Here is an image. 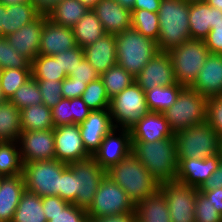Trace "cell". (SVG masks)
I'll use <instances>...</instances> for the list:
<instances>
[{"label":"cell","instance_id":"cell-1","mask_svg":"<svg viewBox=\"0 0 222 222\" xmlns=\"http://www.w3.org/2000/svg\"><path fill=\"white\" fill-rule=\"evenodd\" d=\"M105 176L120 186L134 205L155 195L160 188V183L132 152L105 170Z\"/></svg>","mask_w":222,"mask_h":222},{"label":"cell","instance_id":"cell-2","mask_svg":"<svg viewBox=\"0 0 222 222\" xmlns=\"http://www.w3.org/2000/svg\"><path fill=\"white\" fill-rule=\"evenodd\" d=\"M132 153L158 183L176 180L178 161L175 137L151 142L132 141Z\"/></svg>","mask_w":222,"mask_h":222},{"label":"cell","instance_id":"cell-3","mask_svg":"<svg viewBox=\"0 0 222 222\" xmlns=\"http://www.w3.org/2000/svg\"><path fill=\"white\" fill-rule=\"evenodd\" d=\"M158 17L160 30L157 44L160 51L168 52L191 39L188 22V1L162 0Z\"/></svg>","mask_w":222,"mask_h":222},{"label":"cell","instance_id":"cell-4","mask_svg":"<svg viewBox=\"0 0 222 222\" xmlns=\"http://www.w3.org/2000/svg\"><path fill=\"white\" fill-rule=\"evenodd\" d=\"M117 64L135 77L159 51L157 41L133 28L115 34Z\"/></svg>","mask_w":222,"mask_h":222},{"label":"cell","instance_id":"cell-5","mask_svg":"<svg viewBox=\"0 0 222 222\" xmlns=\"http://www.w3.org/2000/svg\"><path fill=\"white\" fill-rule=\"evenodd\" d=\"M177 159L207 158L220 153V137L205 121L174 134Z\"/></svg>","mask_w":222,"mask_h":222},{"label":"cell","instance_id":"cell-6","mask_svg":"<svg viewBox=\"0 0 222 222\" xmlns=\"http://www.w3.org/2000/svg\"><path fill=\"white\" fill-rule=\"evenodd\" d=\"M207 98L191 87H184L176 102L166 110L165 116L170 130L176 134L188 127L206 121Z\"/></svg>","mask_w":222,"mask_h":222},{"label":"cell","instance_id":"cell-7","mask_svg":"<svg viewBox=\"0 0 222 222\" xmlns=\"http://www.w3.org/2000/svg\"><path fill=\"white\" fill-rule=\"evenodd\" d=\"M176 82L190 87L210 54L204 40L190 39L168 51Z\"/></svg>","mask_w":222,"mask_h":222},{"label":"cell","instance_id":"cell-8","mask_svg":"<svg viewBox=\"0 0 222 222\" xmlns=\"http://www.w3.org/2000/svg\"><path fill=\"white\" fill-rule=\"evenodd\" d=\"M109 112L114 128L129 130L149 112L145 91L133 82L110 99Z\"/></svg>","mask_w":222,"mask_h":222},{"label":"cell","instance_id":"cell-9","mask_svg":"<svg viewBox=\"0 0 222 222\" xmlns=\"http://www.w3.org/2000/svg\"><path fill=\"white\" fill-rule=\"evenodd\" d=\"M68 166L58 160H41L23 164L27 191L40 197L59 196L61 173Z\"/></svg>","mask_w":222,"mask_h":222},{"label":"cell","instance_id":"cell-10","mask_svg":"<svg viewBox=\"0 0 222 222\" xmlns=\"http://www.w3.org/2000/svg\"><path fill=\"white\" fill-rule=\"evenodd\" d=\"M86 212L88 219H96L103 216L135 213V205L120 186L104 176Z\"/></svg>","mask_w":222,"mask_h":222},{"label":"cell","instance_id":"cell-11","mask_svg":"<svg viewBox=\"0 0 222 222\" xmlns=\"http://www.w3.org/2000/svg\"><path fill=\"white\" fill-rule=\"evenodd\" d=\"M75 175V205L87 210L93 202L105 170L91 156L88 159L68 164Z\"/></svg>","mask_w":222,"mask_h":222},{"label":"cell","instance_id":"cell-12","mask_svg":"<svg viewBox=\"0 0 222 222\" xmlns=\"http://www.w3.org/2000/svg\"><path fill=\"white\" fill-rule=\"evenodd\" d=\"M159 191L164 195L172 222H195V204L199 189L178 181L160 184Z\"/></svg>","mask_w":222,"mask_h":222},{"label":"cell","instance_id":"cell-13","mask_svg":"<svg viewBox=\"0 0 222 222\" xmlns=\"http://www.w3.org/2000/svg\"><path fill=\"white\" fill-rule=\"evenodd\" d=\"M17 142L23 164L55 160L54 129L22 131Z\"/></svg>","mask_w":222,"mask_h":222},{"label":"cell","instance_id":"cell-14","mask_svg":"<svg viewBox=\"0 0 222 222\" xmlns=\"http://www.w3.org/2000/svg\"><path fill=\"white\" fill-rule=\"evenodd\" d=\"M55 159L65 164L85 160L91 155L84 148L78 124L54 128Z\"/></svg>","mask_w":222,"mask_h":222},{"label":"cell","instance_id":"cell-15","mask_svg":"<svg viewBox=\"0 0 222 222\" xmlns=\"http://www.w3.org/2000/svg\"><path fill=\"white\" fill-rule=\"evenodd\" d=\"M132 152L130 130L113 128L103 139L100 148L92 156L104 169L116 165Z\"/></svg>","mask_w":222,"mask_h":222},{"label":"cell","instance_id":"cell-16","mask_svg":"<svg viewBox=\"0 0 222 222\" xmlns=\"http://www.w3.org/2000/svg\"><path fill=\"white\" fill-rule=\"evenodd\" d=\"M134 79L144 91L152 90L156 86L176 84L170 54L166 51H159Z\"/></svg>","mask_w":222,"mask_h":222},{"label":"cell","instance_id":"cell-17","mask_svg":"<svg viewBox=\"0 0 222 222\" xmlns=\"http://www.w3.org/2000/svg\"><path fill=\"white\" fill-rule=\"evenodd\" d=\"M221 160L220 153L207 158L177 159L176 181L200 189L218 168Z\"/></svg>","mask_w":222,"mask_h":222},{"label":"cell","instance_id":"cell-18","mask_svg":"<svg viewBox=\"0 0 222 222\" xmlns=\"http://www.w3.org/2000/svg\"><path fill=\"white\" fill-rule=\"evenodd\" d=\"M113 128L109 109L91 111L87 118L79 124L84 148L91 156L100 148L103 139Z\"/></svg>","mask_w":222,"mask_h":222},{"label":"cell","instance_id":"cell-19","mask_svg":"<svg viewBox=\"0 0 222 222\" xmlns=\"http://www.w3.org/2000/svg\"><path fill=\"white\" fill-rule=\"evenodd\" d=\"M40 39L39 55L53 56L77 47L73 29L53 23L47 15Z\"/></svg>","mask_w":222,"mask_h":222},{"label":"cell","instance_id":"cell-20","mask_svg":"<svg viewBox=\"0 0 222 222\" xmlns=\"http://www.w3.org/2000/svg\"><path fill=\"white\" fill-rule=\"evenodd\" d=\"M44 23L45 15L40 14L34 21L6 37L10 45L30 62L39 55L40 37Z\"/></svg>","mask_w":222,"mask_h":222},{"label":"cell","instance_id":"cell-21","mask_svg":"<svg viewBox=\"0 0 222 222\" xmlns=\"http://www.w3.org/2000/svg\"><path fill=\"white\" fill-rule=\"evenodd\" d=\"M222 21V11L204 0L189 2V31L191 39L204 40L211 29Z\"/></svg>","mask_w":222,"mask_h":222},{"label":"cell","instance_id":"cell-22","mask_svg":"<svg viewBox=\"0 0 222 222\" xmlns=\"http://www.w3.org/2000/svg\"><path fill=\"white\" fill-rule=\"evenodd\" d=\"M190 87L206 98L222 95V55L210 53Z\"/></svg>","mask_w":222,"mask_h":222},{"label":"cell","instance_id":"cell-23","mask_svg":"<svg viewBox=\"0 0 222 222\" xmlns=\"http://www.w3.org/2000/svg\"><path fill=\"white\" fill-rule=\"evenodd\" d=\"M108 34H118L131 28V10L115 0H99L92 8Z\"/></svg>","mask_w":222,"mask_h":222},{"label":"cell","instance_id":"cell-24","mask_svg":"<svg viewBox=\"0 0 222 222\" xmlns=\"http://www.w3.org/2000/svg\"><path fill=\"white\" fill-rule=\"evenodd\" d=\"M131 141L151 142L174 137L163 113L148 112L130 129Z\"/></svg>","mask_w":222,"mask_h":222},{"label":"cell","instance_id":"cell-25","mask_svg":"<svg viewBox=\"0 0 222 222\" xmlns=\"http://www.w3.org/2000/svg\"><path fill=\"white\" fill-rule=\"evenodd\" d=\"M85 59L101 75L117 64L116 40L114 34H105L91 45L83 48Z\"/></svg>","mask_w":222,"mask_h":222},{"label":"cell","instance_id":"cell-26","mask_svg":"<svg viewBox=\"0 0 222 222\" xmlns=\"http://www.w3.org/2000/svg\"><path fill=\"white\" fill-rule=\"evenodd\" d=\"M25 190L23 174L0 177V222H12L17 205Z\"/></svg>","mask_w":222,"mask_h":222},{"label":"cell","instance_id":"cell-27","mask_svg":"<svg viewBox=\"0 0 222 222\" xmlns=\"http://www.w3.org/2000/svg\"><path fill=\"white\" fill-rule=\"evenodd\" d=\"M137 222H172L164 195L158 191L135 205Z\"/></svg>","mask_w":222,"mask_h":222},{"label":"cell","instance_id":"cell-28","mask_svg":"<svg viewBox=\"0 0 222 222\" xmlns=\"http://www.w3.org/2000/svg\"><path fill=\"white\" fill-rule=\"evenodd\" d=\"M72 29L76 44L82 49L107 34L93 9H89Z\"/></svg>","mask_w":222,"mask_h":222},{"label":"cell","instance_id":"cell-29","mask_svg":"<svg viewBox=\"0 0 222 222\" xmlns=\"http://www.w3.org/2000/svg\"><path fill=\"white\" fill-rule=\"evenodd\" d=\"M39 15L40 13L32 2L5 6L3 37H7L22 26L34 21Z\"/></svg>","mask_w":222,"mask_h":222},{"label":"cell","instance_id":"cell-30","mask_svg":"<svg viewBox=\"0 0 222 222\" xmlns=\"http://www.w3.org/2000/svg\"><path fill=\"white\" fill-rule=\"evenodd\" d=\"M88 10L89 8L79 0H61L49 14H47V17L53 23L73 28Z\"/></svg>","mask_w":222,"mask_h":222},{"label":"cell","instance_id":"cell-31","mask_svg":"<svg viewBox=\"0 0 222 222\" xmlns=\"http://www.w3.org/2000/svg\"><path fill=\"white\" fill-rule=\"evenodd\" d=\"M12 222H47L42 197L25 190L15 210Z\"/></svg>","mask_w":222,"mask_h":222},{"label":"cell","instance_id":"cell-32","mask_svg":"<svg viewBox=\"0 0 222 222\" xmlns=\"http://www.w3.org/2000/svg\"><path fill=\"white\" fill-rule=\"evenodd\" d=\"M20 113L21 131L51 130L55 128L51 109L43 103L24 108L20 110Z\"/></svg>","mask_w":222,"mask_h":222},{"label":"cell","instance_id":"cell-33","mask_svg":"<svg viewBox=\"0 0 222 222\" xmlns=\"http://www.w3.org/2000/svg\"><path fill=\"white\" fill-rule=\"evenodd\" d=\"M184 86L179 83L167 86H156L145 91L147 106L150 112L164 113L175 102Z\"/></svg>","mask_w":222,"mask_h":222},{"label":"cell","instance_id":"cell-34","mask_svg":"<svg viewBox=\"0 0 222 222\" xmlns=\"http://www.w3.org/2000/svg\"><path fill=\"white\" fill-rule=\"evenodd\" d=\"M21 132L20 110L8 100L0 104V142L17 141Z\"/></svg>","mask_w":222,"mask_h":222},{"label":"cell","instance_id":"cell-35","mask_svg":"<svg viewBox=\"0 0 222 222\" xmlns=\"http://www.w3.org/2000/svg\"><path fill=\"white\" fill-rule=\"evenodd\" d=\"M23 174L17 141L0 142V177Z\"/></svg>","mask_w":222,"mask_h":222},{"label":"cell","instance_id":"cell-36","mask_svg":"<svg viewBox=\"0 0 222 222\" xmlns=\"http://www.w3.org/2000/svg\"><path fill=\"white\" fill-rule=\"evenodd\" d=\"M31 74L36 80H64L67 74L62 70L59 60L53 56L38 55L31 62Z\"/></svg>","mask_w":222,"mask_h":222},{"label":"cell","instance_id":"cell-37","mask_svg":"<svg viewBox=\"0 0 222 222\" xmlns=\"http://www.w3.org/2000/svg\"><path fill=\"white\" fill-rule=\"evenodd\" d=\"M100 78L110 99L135 82V77L118 64L110 67Z\"/></svg>","mask_w":222,"mask_h":222},{"label":"cell","instance_id":"cell-38","mask_svg":"<svg viewBox=\"0 0 222 222\" xmlns=\"http://www.w3.org/2000/svg\"><path fill=\"white\" fill-rule=\"evenodd\" d=\"M131 28L144 37L157 41L160 30L158 13L144 9L131 10Z\"/></svg>","mask_w":222,"mask_h":222},{"label":"cell","instance_id":"cell-39","mask_svg":"<svg viewBox=\"0 0 222 222\" xmlns=\"http://www.w3.org/2000/svg\"><path fill=\"white\" fill-rule=\"evenodd\" d=\"M32 77L31 69H2L0 87L6 100H10L15 91Z\"/></svg>","mask_w":222,"mask_h":222},{"label":"cell","instance_id":"cell-40","mask_svg":"<svg viewBox=\"0 0 222 222\" xmlns=\"http://www.w3.org/2000/svg\"><path fill=\"white\" fill-rule=\"evenodd\" d=\"M81 98L91 111L109 109L110 98L100 77L86 86Z\"/></svg>","mask_w":222,"mask_h":222},{"label":"cell","instance_id":"cell-41","mask_svg":"<svg viewBox=\"0 0 222 222\" xmlns=\"http://www.w3.org/2000/svg\"><path fill=\"white\" fill-rule=\"evenodd\" d=\"M9 101L19 110L27 108L31 105L43 103L37 80L33 77L29 78L28 81H26L15 91L14 95Z\"/></svg>","mask_w":222,"mask_h":222},{"label":"cell","instance_id":"cell-42","mask_svg":"<svg viewBox=\"0 0 222 222\" xmlns=\"http://www.w3.org/2000/svg\"><path fill=\"white\" fill-rule=\"evenodd\" d=\"M0 67L31 69V62L10 45L6 37H0Z\"/></svg>","mask_w":222,"mask_h":222},{"label":"cell","instance_id":"cell-43","mask_svg":"<svg viewBox=\"0 0 222 222\" xmlns=\"http://www.w3.org/2000/svg\"><path fill=\"white\" fill-rule=\"evenodd\" d=\"M195 222H222V205H215L199 190L195 204Z\"/></svg>","mask_w":222,"mask_h":222},{"label":"cell","instance_id":"cell-44","mask_svg":"<svg viewBox=\"0 0 222 222\" xmlns=\"http://www.w3.org/2000/svg\"><path fill=\"white\" fill-rule=\"evenodd\" d=\"M42 102L52 109L62 99V80H37Z\"/></svg>","mask_w":222,"mask_h":222},{"label":"cell","instance_id":"cell-45","mask_svg":"<svg viewBox=\"0 0 222 222\" xmlns=\"http://www.w3.org/2000/svg\"><path fill=\"white\" fill-rule=\"evenodd\" d=\"M206 122L222 138V95L207 98Z\"/></svg>","mask_w":222,"mask_h":222},{"label":"cell","instance_id":"cell-46","mask_svg":"<svg viewBox=\"0 0 222 222\" xmlns=\"http://www.w3.org/2000/svg\"><path fill=\"white\" fill-rule=\"evenodd\" d=\"M56 60H59L62 70L69 76V74L80 64L85 58L84 51L79 46L63 51L59 54L53 55Z\"/></svg>","mask_w":222,"mask_h":222},{"label":"cell","instance_id":"cell-47","mask_svg":"<svg viewBox=\"0 0 222 222\" xmlns=\"http://www.w3.org/2000/svg\"><path fill=\"white\" fill-rule=\"evenodd\" d=\"M59 197L69 203L75 204V175L69 166H67L61 173Z\"/></svg>","mask_w":222,"mask_h":222},{"label":"cell","instance_id":"cell-48","mask_svg":"<svg viewBox=\"0 0 222 222\" xmlns=\"http://www.w3.org/2000/svg\"><path fill=\"white\" fill-rule=\"evenodd\" d=\"M48 222H88V217L85 209L69 203L63 211L51 216Z\"/></svg>","mask_w":222,"mask_h":222},{"label":"cell","instance_id":"cell-49","mask_svg":"<svg viewBox=\"0 0 222 222\" xmlns=\"http://www.w3.org/2000/svg\"><path fill=\"white\" fill-rule=\"evenodd\" d=\"M51 113L55 127L72 124L70 99L62 98L60 102L51 109Z\"/></svg>","mask_w":222,"mask_h":222},{"label":"cell","instance_id":"cell-50","mask_svg":"<svg viewBox=\"0 0 222 222\" xmlns=\"http://www.w3.org/2000/svg\"><path fill=\"white\" fill-rule=\"evenodd\" d=\"M68 77H73L76 81L85 82L89 84L93 80H96L100 75L95 71L93 66L84 58L80 64L69 74Z\"/></svg>","mask_w":222,"mask_h":222},{"label":"cell","instance_id":"cell-51","mask_svg":"<svg viewBox=\"0 0 222 222\" xmlns=\"http://www.w3.org/2000/svg\"><path fill=\"white\" fill-rule=\"evenodd\" d=\"M204 43L211 54L222 55V21L211 29Z\"/></svg>","mask_w":222,"mask_h":222},{"label":"cell","instance_id":"cell-52","mask_svg":"<svg viewBox=\"0 0 222 222\" xmlns=\"http://www.w3.org/2000/svg\"><path fill=\"white\" fill-rule=\"evenodd\" d=\"M68 204L69 202L61 199L59 196L52 195L42 197L43 211L47 222L51 219V216L63 211Z\"/></svg>","mask_w":222,"mask_h":222},{"label":"cell","instance_id":"cell-53","mask_svg":"<svg viewBox=\"0 0 222 222\" xmlns=\"http://www.w3.org/2000/svg\"><path fill=\"white\" fill-rule=\"evenodd\" d=\"M86 86L85 82H79L75 78L67 76L62 80V98L72 99L81 97Z\"/></svg>","mask_w":222,"mask_h":222},{"label":"cell","instance_id":"cell-54","mask_svg":"<svg viewBox=\"0 0 222 222\" xmlns=\"http://www.w3.org/2000/svg\"><path fill=\"white\" fill-rule=\"evenodd\" d=\"M70 106L72 110V124H81L91 112L81 97L70 99Z\"/></svg>","mask_w":222,"mask_h":222},{"label":"cell","instance_id":"cell-55","mask_svg":"<svg viewBox=\"0 0 222 222\" xmlns=\"http://www.w3.org/2000/svg\"><path fill=\"white\" fill-rule=\"evenodd\" d=\"M217 188H222V160L210 179L199 190H215Z\"/></svg>","mask_w":222,"mask_h":222},{"label":"cell","instance_id":"cell-56","mask_svg":"<svg viewBox=\"0 0 222 222\" xmlns=\"http://www.w3.org/2000/svg\"><path fill=\"white\" fill-rule=\"evenodd\" d=\"M88 222H137L135 213H124L113 216H103L96 219H88Z\"/></svg>","mask_w":222,"mask_h":222},{"label":"cell","instance_id":"cell-57","mask_svg":"<svg viewBox=\"0 0 222 222\" xmlns=\"http://www.w3.org/2000/svg\"><path fill=\"white\" fill-rule=\"evenodd\" d=\"M162 0H135L132 10H148L158 13Z\"/></svg>","mask_w":222,"mask_h":222},{"label":"cell","instance_id":"cell-58","mask_svg":"<svg viewBox=\"0 0 222 222\" xmlns=\"http://www.w3.org/2000/svg\"><path fill=\"white\" fill-rule=\"evenodd\" d=\"M61 0H31L40 14L47 15Z\"/></svg>","mask_w":222,"mask_h":222},{"label":"cell","instance_id":"cell-59","mask_svg":"<svg viewBox=\"0 0 222 222\" xmlns=\"http://www.w3.org/2000/svg\"><path fill=\"white\" fill-rule=\"evenodd\" d=\"M206 198L211 200L215 205H222V188H217L215 190H200Z\"/></svg>","mask_w":222,"mask_h":222},{"label":"cell","instance_id":"cell-60","mask_svg":"<svg viewBox=\"0 0 222 222\" xmlns=\"http://www.w3.org/2000/svg\"><path fill=\"white\" fill-rule=\"evenodd\" d=\"M2 27H5V5L0 3V37H3Z\"/></svg>","mask_w":222,"mask_h":222},{"label":"cell","instance_id":"cell-61","mask_svg":"<svg viewBox=\"0 0 222 222\" xmlns=\"http://www.w3.org/2000/svg\"><path fill=\"white\" fill-rule=\"evenodd\" d=\"M208 5L222 11V0H204Z\"/></svg>","mask_w":222,"mask_h":222},{"label":"cell","instance_id":"cell-62","mask_svg":"<svg viewBox=\"0 0 222 222\" xmlns=\"http://www.w3.org/2000/svg\"><path fill=\"white\" fill-rule=\"evenodd\" d=\"M27 2H31V0H0V3L4 4L5 6L27 3Z\"/></svg>","mask_w":222,"mask_h":222},{"label":"cell","instance_id":"cell-63","mask_svg":"<svg viewBox=\"0 0 222 222\" xmlns=\"http://www.w3.org/2000/svg\"><path fill=\"white\" fill-rule=\"evenodd\" d=\"M123 7L132 10L135 0H115Z\"/></svg>","mask_w":222,"mask_h":222},{"label":"cell","instance_id":"cell-64","mask_svg":"<svg viewBox=\"0 0 222 222\" xmlns=\"http://www.w3.org/2000/svg\"><path fill=\"white\" fill-rule=\"evenodd\" d=\"M82 4L92 9L99 0H79Z\"/></svg>","mask_w":222,"mask_h":222},{"label":"cell","instance_id":"cell-65","mask_svg":"<svg viewBox=\"0 0 222 222\" xmlns=\"http://www.w3.org/2000/svg\"><path fill=\"white\" fill-rule=\"evenodd\" d=\"M6 101H7V100H6V98L4 97L3 92H2V89H1V87H0V104L4 103V102H6Z\"/></svg>","mask_w":222,"mask_h":222},{"label":"cell","instance_id":"cell-66","mask_svg":"<svg viewBox=\"0 0 222 222\" xmlns=\"http://www.w3.org/2000/svg\"><path fill=\"white\" fill-rule=\"evenodd\" d=\"M220 154H221V158H222V138H220Z\"/></svg>","mask_w":222,"mask_h":222},{"label":"cell","instance_id":"cell-67","mask_svg":"<svg viewBox=\"0 0 222 222\" xmlns=\"http://www.w3.org/2000/svg\"><path fill=\"white\" fill-rule=\"evenodd\" d=\"M188 2H196V1H202V0H186Z\"/></svg>","mask_w":222,"mask_h":222}]
</instances>
